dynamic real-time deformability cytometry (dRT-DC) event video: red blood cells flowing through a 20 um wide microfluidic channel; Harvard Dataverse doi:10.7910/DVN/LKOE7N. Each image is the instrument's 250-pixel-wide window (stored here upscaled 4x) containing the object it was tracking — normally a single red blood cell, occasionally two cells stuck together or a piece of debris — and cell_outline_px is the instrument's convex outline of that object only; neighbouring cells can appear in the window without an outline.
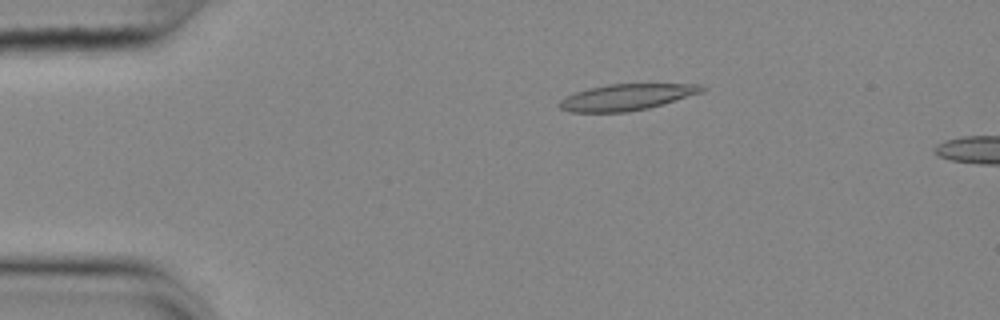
{"species": "common noctule bat (a hibernating species)", "species_latin": "Nyctalus noctula", "temperature_condition": "cold", "stored_images_in_passage": 15, "camera_frame_rate_fps": 3000, "um_per_image_px": 0.085, "animal": {"sex": "female", "body_mass_g": 25.1}, "frame": {"image": 1, "passage_image": 11, "time_ms": 3.333, "image_size_px": [1000, 320], "cell_outline_px": [[708, 88], [704, 92], [648, 108], [624, 112], [568, 112], [560, 108], [556, 104], [560, 100], [576, 92], [588, 88], [608, 84], [700, 84]], "centroid_in_image_um": [53.27, 8.25], "position_along_channel_um": 31.7, "area_um2": 21.79}}